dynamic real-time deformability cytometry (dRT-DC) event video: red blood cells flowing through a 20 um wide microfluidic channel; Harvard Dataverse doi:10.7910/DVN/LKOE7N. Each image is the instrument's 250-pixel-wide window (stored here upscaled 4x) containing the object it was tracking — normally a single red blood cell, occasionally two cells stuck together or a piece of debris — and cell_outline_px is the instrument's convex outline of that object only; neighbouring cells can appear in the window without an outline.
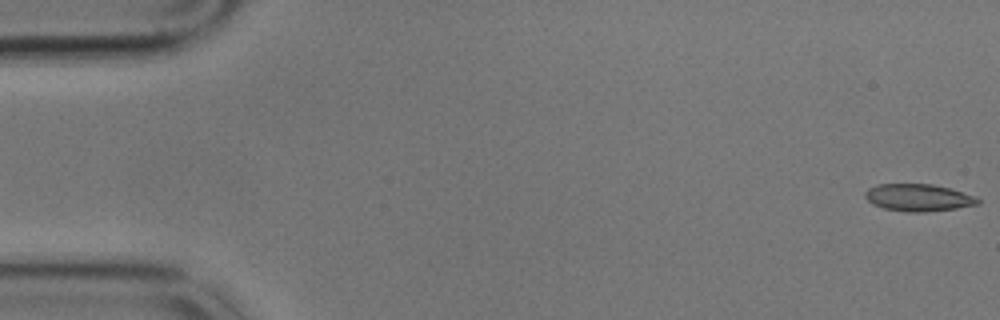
{"species": "common noctule bat (a hibernating species)", "species_latin": "Nyctalus noctula", "temperature_condition": "cold", "stored_images_in_passage": 58, "camera_frame_rate_fps": 3000, "um_per_image_px": 0.085, "animal": {"sex": "male", "body_mass_g": 17.9}, "frame": {"image": 1, "passage_image": 1, "time_ms": 0.0, "image_size_px": [1000, 320], "cell_outline_px": [[980, 204], [956, 208], [924, 212], [908, 212], [884, 208], [872, 204], [864, 196], [864, 192], [868, 188], [876, 184], [932, 184], [952, 188], [976, 196], [980, 200]], "centroid_in_image_um": [78.07, 16.79], "position_along_channel_um": 6.9, "area_um2": 18.03}}
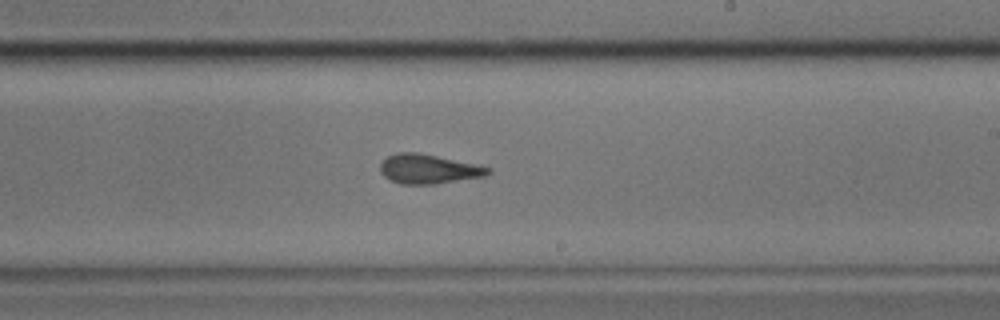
{"frame": {"image": 2, "passage_image": 34, "time_ms": 11.0, "image_size_px": [1000, 320], "cell_outline_px": [[492, 172], [488, 176], [436, 184], [400, 184], [384, 176], [380, 172], [380, 164], [388, 156], [400, 152], [416, 152], [476, 164], [492, 168]], "centroid_in_image_um": [36.47, 14.38], "position_along_channel_um": 252.5, "area_um2": 18.5}}
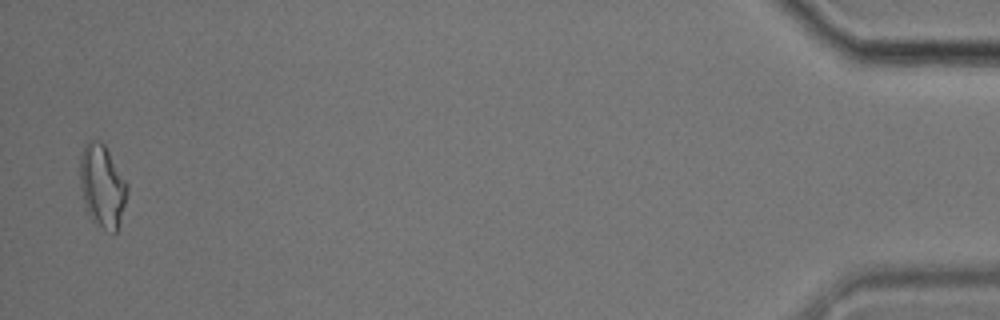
{"frame": {"image": 3, "passage_image": 57, "time_ms": 18.667, "image_size_px": [1000, 320], "cell_outline_px": [[128, 192], [116, 232], [112, 232], [104, 228], [92, 220], [84, 204], [80, 188], [80, 156], [84, 144], [88, 140], [100, 140], [104, 144], [128, 184]], "centroid_in_image_um": [8.67, 15.76], "position_along_channel_um": 426.5, "area_um2": 22.6}, "authors_computed_cell_mechanics": {"area_um2": 18.6405, "velocity_mm_per_s": 3.4264, "shape_relaxation_time_tau1_ms": 5.8472, "shape_relaxation_time_tau2_ms": 2.1043, "deformation_change_tau1": 0.135, "deformation_change_tau2": 0.0803}}